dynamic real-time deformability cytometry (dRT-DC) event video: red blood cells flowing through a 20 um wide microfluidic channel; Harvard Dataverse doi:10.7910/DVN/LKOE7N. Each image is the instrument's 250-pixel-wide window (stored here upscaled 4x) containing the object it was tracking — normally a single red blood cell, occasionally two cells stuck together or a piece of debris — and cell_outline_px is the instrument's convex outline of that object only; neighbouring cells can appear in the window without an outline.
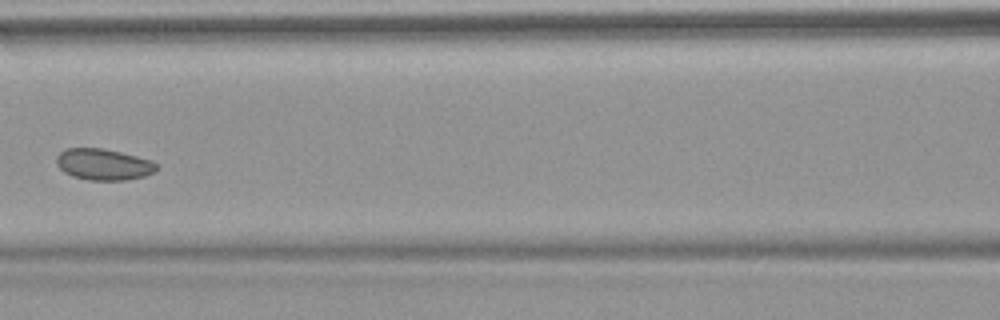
{"species": "common noctule bat (a hibernating species)", "species_latin": "Nyctalus noctula", "temperature_condition": "warm", "stored_images_in_passage": 7, "camera_frame_rate_fps": 3000, "um_per_image_px": 0.085, "animal": {"sex": "female", "body_mass_g": 18.4}, "frame": {"image": 1, "passage_image": 7, "time_ms": 8.0, "image_size_px": [1000, 320], "cell_outline_px": [[160, 164], [152, 172], [144, 176], [124, 180], [88, 180], [72, 176], [64, 172], [56, 164], [56, 156], [64, 148], [104, 148], [152, 160]], "centroid_in_image_um": [8.78, 13.96], "position_along_channel_um": 157.8, "area_um2": 18.32}}